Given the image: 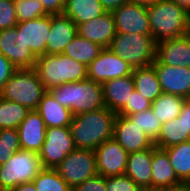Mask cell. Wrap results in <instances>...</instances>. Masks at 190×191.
Returning <instances> with one entry per match:
<instances>
[{
	"label": "cell",
	"mask_w": 190,
	"mask_h": 191,
	"mask_svg": "<svg viewBox=\"0 0 190 191\" xmlns=\"http://www.w3.org/2000/svg\"><path fill=\"white\" fill-rule=\"evenodd\" d=\"M34 69L46 91L65 83L85 80L88 71L85 64L63 53L38 56Z\"/></svg>",
	"instance_id": "3957f363"
},
{
	"label": "cell",
	"mask_w": 190,
	"mask_h": 191,
	"mask_svg": "<svg viewBox=\"0 0 190 191\" xmlns=\"http://www.w3.org/2000/svg\"><path fill=\"white\" fill-rule=\"evenodd\" d=\"M103 47L95 42H91L78 34L66 46L63 54L88 66L95 60Z\"/></svg>",
	"instance_id": "f1b7e54d"
},
{
	"label": "cell",
	"mask_w": 190,
	"mask_h": 191,
	"mask_svg": "<svg viewBox=\"0 0 190 191\" xmlns=\"http://www.w3.org/2000/svg\"><path fill=\"white\" fill-rule=\"evenodd\" d=\"M132 76L135 90L151 102L155 101L163 93L156 70L152 64L145 67L134 68Z\"/></svg>",
	"instance_id": "484cf974"
},
{
	"label": "cell",
	"mask_w": 190,
	"mask_h": 191,
	"mask_svg": "<svg viewBox=\"0 0 190 191\" xmlns=\"http://www.w3.org/2000/svg\"><path fill=\"white\" fill-rule=\"evenodd\" d=\"M99 0H66L63 14L76 25L88 22L106 13Z\"/></svg>",
	"instance_id": "d4e9b609"
},
{
	"label": "cell",
	"mask_w": 190,
	"mask_h": 191,
	"mask_svg": "<svg viewBox=\"0 0 190 191\" xmlns=\"http://www.w3.org/2000/svg\"><path fill=\"white\" fill-rule=\"evenodd\" d=\"M184 102L185 98L182 96L162 93L151 103V109L160 122L165 123L179 116Z\"/></svg>",
	"instance_id": "f546056e"
},
{
	"label": "cell",
	"mask_w": 190,
	"mask_h": 191,
	"mask_svg": "<svg viewBox=\"0 0 190 191\" xmlns=\"http://www.w3.org/2000/svg\"><path fill=\"white\" fill-rule=\"evenodd\" d=\"M94 151L99 175L109 177L125 174L129 153L114 138L104 141Z\"/></svg>",
	"instance_id": "4fadbf2b"
},
{
	"label": "cell",
	"mask_w": 190,
	"mask_h": 191,
	"mask_svg": "<svg viewBox=\"0 0 190 191\" xmlns=\"http://www.w3.org/2000/svg\"><path fill=\"white\" fill-rule=\"evenodd\" d=\"M155 43L190 33L189 14L172 0H160L147 7Z\"/></svg>",
	"instance_id": "7a4b0ae2"
},
{
	"label": "cell",
	"mask_w": 190,
	"mask_h": 191,
	"mask_svg": "<svg viewBox=\"0 0 190 191\" xmlns=\"http://www.w3.org/2000/svg\"><path fill=\"white\" fill-rule=\"evenodd\" d=\"M12 191H37L33 181L18 185Z\"/></svg>",
	"instance_id": "f6af8a7d"
},
{
	"label": "cell",
	"mask_w": 190,
	"mask_h": 191,
	"mask_svg": "<svg viewBox=\"0 0 190 191\" xmlns=\"http://www.w3.org/2000/svg\"><path fill=\"white\" fill-rule=\"evenodd\" d=\"M188 140H190V132H186L181 118L178 116L162 123L158 138L154 141V146L165 149Z\"/></svg>",
	"instance_id": "4316f807"
},
{
	"label": "cell",
	"mask_w": 190,
	"mask_h": 191,
	"mask_svg": "<svg viewBox=\"0 0 190 191\" xmlns=\"http://www.w3.org/2000/svg\"><path fill=\"white\" fill-rule=\"evenodd\" d=\"M106 191H143V189L123 174L106 177Z\"/></svg>",
	"instance_id": "8d00e7d4"
},
{
	"label": "cell",
	"mask_w": 190,
	"mask_h": 191,
	"mask_svg": "<svg viewBox=\"0 0 190 191\" xmlns=\"http://www.w3.org/2000/svg\"><path fill=\"white\" fill-rule=\"evenodd\" d=\"M46 92L35 69L23 68L14 71L0 92V97L16 102L29 110H37Z\"/></svg>",
	"instance_id": "5b68a950"
},
{
	"label": "cell",
	"mask_w": 190,
	"mask_h": 191,
	"mask_svg": "<svg viewBox=\"0 0 190 191\" xmlns=\"http://www.w3.org/2000/svg\"><path fill=\"white\" fill-rule=\"evenodd\" d=\"M116 113L107 107L73 115L70 127L74 145L78 149L95 150L113 138Z\"/></svg>",
	"instance_id": "6da1fadb"
},
{
	"label": "cell",
	"mask_w": 190,
	"mask_h": 191,
	"mask_svg": "<svg viewBox=\"0 0 190 191\" xmlns=\"http://www.w3.org/2000/svg\"><path fill=\"white\" fill-rule=\"evenodd\" d=\"M75 149L70 127H51L38 154L43 168L54 169Z\"/></svg>",
	"instance_id": "9c48e42d"
},
{
	"label": "cell",
	"mask_w": 190,
	"mask_h": 191,
	"mask_svg": "<svg viewBox=\"0 0 190 191\" xmlns=\"http://www.w3.org/2000/svg\"><path fill=\"white\" fill-rule=\"evenodd\" d=\"M155 59L165 65L190 68V33L156 43Z\"/></svg>",
	"instance_id": "e0dca14e"
},
{
	"label": "cell",
	"mask_w": 190,
	"mask_h": 191,
	"mask_svg": "<svg viewBox=\"0 0 190 191\" xmlns=\"http://www.w3.org/2000/svg\"><path fill=\"white\" fill-rule=\"evenodd\" d=\"M101 85L105 107L116 114L126 105L135 90L132 74L105 81Z\"/></svg>",
	"instance_id": "44dd1931"
},
{
	"label": "cell",
	"mask_w": 190,
	"mask_h": 191,
	"mask_svg": "<svg viewBox=\"0 0 190 191\" xmlns=\"http://www.w3.org/2000/svg\"><path fill=\"white\" fill-rule=\"evenodd\" d=\"M151 176L152 190H160L182 183L170 164L167 153L156 146L153 147Z\"/></svg>",
	"instance_id": "603a6c76"
},
{
	"label": "cell",
	"mask_w": 190,
	"mask_h": 191,
	"mask_svg": "<svg viewBox=\"0 0 190 191\" xmlns=\"http://www.w3.org/2000/svg\"><path fill=\"white\" fill-rule=\"evenodd\" d=\"M17 23L14 0H0V30L15 27Z\"/></svg>",
	"instance_id": "74e56055"
},
{
	"label": "cell",
	"mask_w": 190,
	"mask_h": 191,
	"mask_svg": "<svg viewBox=\"0 0 190 191\" xmlns=\"http://www.w3.org/2000/svg\"><path fill=\"white\" fill-rule=\"evenodd\" d=\"M127 117L144 130L153 142L158 138L162 123L151 108Z\"/></svg>",
	"instance_id": "d6a6232c"
},
{
	"label": "cell",
	"mask_w": 190,
	"mask_h": 191,
	"mask_svg": "<svg viewBox=\"0 0 190 191\" xmlns=\"http://www.w3.org/2000/svg\"><path fill=\"white\" fill-rule=\"evenodd\" d=\"M48 14L63 13L66 0H39Z\"/></svg>",
	"instance_id": "60d3db41"
},
{
	"label": "cell",
	"mask_w": 190,
	"mask_h": 191,
	"mask_svg": "<svg viewBox=\"0 0 190 191\" xmlns=\"http://www.w3.org/2000/svg\"><path fill=\"white\" fill-rule=\"evenodd\" d=\"M188 14H189V24H190V10H189Z\"/></svg>",
	"instance_id": "c3c4849f"
},
{
	"label": "cell",
	"mask_w": 190,
	"mask_h": 191,
	"mask_svg": "<svg viewBox=\"0 0 190 191\" xmlns=\"http://www.w3.org/2000/svg\"><path fill=\"white\" fill-rule=\"evenodd\" d=\"M15 70V66L0 53V92Z\"/></svg>",
	"instance_id": "ab89813d"
},
{
	"label": "cell",
	"mask_w": 190,
	"mask_h": 191,
	"mask_svg": "<svg viewBox=\"0 0 190 191\" xmlns=\"http://www.w3.org/2000/svg\"><path fill=\"white\" fill-rule=\"evenodd\" d=\"M42 169L38 153L20 149L0 165V191H12L20 184L32 182Z\"/></svg>",
	"instance_id": "52a82bcc"
},
{
	"label": "cell",
	"mask_w": 190,
	"mask_h": 191,
	"mask_svg": "<svg viewBox=\"0 0 190 191\" xmlns=\"http://www.w3.org/2000/svg\"><path fill=\"white\" fill-rule=\"evenodd\" d=\"M37 112L44 120L46 128L69 127L73 118L71 110L57 102L48 91L42 96Z\"/></svg>",
	"instance_id": "cb8c5ba5"
},
{
	"label": "cell",
	"mask_w": 190,
	"mask_h": 191,
	"mask_svg": "<svg viewBox=\"0 0 190 191\" xmlns=\"http://www.w3.org/2000/svg\"><path fill=\"white\" fill-rule=\"evenodd\" d=\"M113 138L128 152L154 147V142L136 123L127 116L116 114Z\"/></svg>",
	"instance_id": "5bb4252c"
},
{
	"label": "cell",
	"mask_w": 190,
	"mask_h": 191,
	"mask_svg": "<svg viewBox=\"0 0 190 191\" xmlns=\"http://www.w3.org/2000/svg\"><path fill=\"white\" fill-rule=\"evenodd\" d=\"M72 191H106V177L97 174L77 185Z\"/></svg>",
	"instance_id": "f35d334b"
},
{
	"label": "cell",
	"mask_w": 190,
	"mask_h": 191,
	"mask_svg": "<svg viewBox=\"0 0 190 191\" xmlns=\"http://www.w3.org/2000/svg\"><path fill=\"white\" fill-rule=\"evenodd\" d=\"M77 35V25L66 15L51 14V30L46 44V54H62Z\"/></svg>",
	"instance_id": "ffe728a7"
},
{
	"label": "cell",
	"mask_w": 190,
	"mask_h": 191,
	"mask_svg": "<svg viewBox=\"0 0 190 191\" xmlns=\"http://www.w3.org/2000/svg\"><path fill=\"white\" fill-rule=\"evenodd\" d=\"M17 21L24 22L49 15L39 0H14Z\"/></svg>",
	"instance_id": "836d02e7"
},
{
	"label": "cell",
	"mask_w": 190,
	"mask_h": 191,
	"mask_svg": "<svg viewBox=\"0 0 190 191\" xmlns=\"http://www.w3.org/2000/svg\"><path fill=\"white\" fill-rule=\"evenodd\" d=\"M157 1L160 0H130L132 3H136L138 5L144 6V7H149L154 5Z\"/></svg>",
	"instance_id": "bcb514c9"
},
{
	"label": "cell",
	"mask_w": 190,
	"mask_h": 191,
	"mask_svg": "<svg viewBox=\"0 0 190 191\" xmlns=\"http://www.w3.org/2000/svg\"><path fill=\"white\" fill-rule=\"evenodd\" d=\"M17 130L21 149L39 153L45 141L47 128L37 110H30Z\"/></svg>",
	"instance_id": "d6986e66"
},
{
	"label": "cell",
	"mask_w": 190,
	"mask_h": 191,
	"mask_svg": "<svg viewBox=\"0 0 190 191\" xmlns=\"http://www.w3.org/2000/svg\"><path fill=\"white\" fill-rule=\"evenodd\" d=\"M180 7L184 8L189 12L190 10V0H172Z\"/></svg>",
	"instance_id": "7dc6e473"
},
{
	"label": "cell",
	"mask_w": 190,
	"mask_h": 191,
	"mask_svg": "<svg viewBox=\"0 0 190 191\" xmlns=\"http://www.w3.org/2000/svg\"><path fill=\"white\" fill-rule=\"evenodd\" d=\"M37 191H72L55 169L43 168L33 179Z\"/></svg>",
	"instance_id": "1f68e13d"
},
{
	"label": "cell",
	"mask_w": 190,
	"mask_h": 191,
	"mask_svg": "<svg viewBox=\"0 0 190 191\" xmlns=\"http://www.w3.org/2000/svg\"><path fill=\"white\" fill-rule=\"evenodd\" d=\"M87 68V79L101 84L133 73L131 65L115 55L109 48H103L98 57Z\"/></svg>",
	"instance_id": "8fae6325"
},
{
	"label": "cell",
	"mask_w": 190,
	"mask_h": 191,
	"mask_svg": "<svg viewBox=\"0 0 190 191\" xmlns=\"http://www.w3.org/2000/svg\"><path fill=\"white\" fill-rule=\"evenodd\" d=\"M18 33H22L25 44L38 57L46 54V44L51 30V15L18 22Z\"/></svg>",
	"instance_id": "2e32d148"
},
{
	"label": "cell",
	"mask_w": 190,
	"mask_h": 191,
	"mask_svg": "<svg viewBox=\"0 0 190 191\" xmlns=\"http://www.w3.org/2000/svg\"><path fill=\"white\" fill-rule=\"evenodd\" d=\"M106 11H112L122 4L130 2V0H99Z\"/></svg>",
	"instance_id": "7bdbcfd3"
},
{
	"label": "cell",
	"mask_w": 190,
	"mask_h": 191,
	"mask_svg": "<svg viewBox=\"0 0 190 191\" xmlns=\"http://www.w3.org/2000/svg\"><path fill=\"white\" fill-rule=\"evenodd\" d=\"M0 53L16 69L34 68L37 60V56L25 44L22 33H18L16 26L0 30Z\"/></svg>",
	"instance_id": "7c38bea8"
},
{
	"label": "cell",
	"mask_w": 190,
	"mask_h": 191,
	"mask_svg": "<svg viewBox=\"0 0 190 191\" xmlns=\"http://www.w3.org/2000/svg\"><path fill=\"white\" fill-rule=\"evenodd\" d=\"M109 49L134 69L154 62L156 43L152 35L116 33Z\"/></svg>",
	"instance_id": "8992f818"
},
{
	"label": "cell",
	"mask_w": 190,
	"mask_h": 191,
	"mask_svg": "<svg viewBox=\"0 0 190 191\" xmlns=\"http://www.w3.org/2000/svg\"><path fill=\"white\" fill-rule=\"evenodd\" d=\"M152 65L163 93L190 98V68L165 65L156 59Z\"/></svg>",
	"instance_id": "9a60e30c"
},
{
	"label": "cell",
	"mask_w": 190,
	"mask_h": 191,
	"mask_svg": "<svg viewBox=\"0 0 190 191\" xmlns=\"http://www.w3.org/2000/svg\"><path fill=\"white\" fill-rule=\"evenodd\" d=\"M178 179L182 183H190V140L163 149Z\"/></svg>",
	"instance_id": "83f0119b"
},
{
	"label": "cell",
	"mask_w": 190,
	"mask_h": 191,
	"mask_svg": "<svg viewBox=\"0 0 190 191\" xmlns=\"http://www.w3.org/2000/svg\"><path fill=\"white\" fill-rule=\"evenodd\" d=\"M152 154L153 147L128 154L125 175L143 190H152Z\"/></svg>",
	"instance_id": "7402d4cb"
},
{
	"label": "cell",
	"mask_w": 190,
	"mask_h": 191,
	"mask_svg": "<svg viewBox=\"0 0 190 191\" xmlns=\"http://www.w3.org/2000/svg\"><path fill=\"white\" fill-rule=\"evenodd\" d=\"M179 117L181 118V122L185 127L186 132H190V98H185Z\"/></svg>",
	"instance_id": "b9f144b4"
},
{
	"label": "cell",
	"mask_w": 190,
	"mask_h": 191,
	"mask_svg": "<svg viewBox=\"0 0 190 191\" xmlns=\"http://www.w3.org/2000/svg\"><path fill=\"white\" fill-rule=\"evenodd\" d=\"M30 110L0 97V129H17Z\"/></svg>",
	"instance_id": "4dcf8cb0"
},
{
	"label": "cell",
	"mask_w": 190,
	"mask_h": 191,
	"mask_svg": "<svg viewBox=\"0 0 190 191\" xmlns=\"http://www.w3.org/2000/svg\"><path fill=\"white\" fill-rule=\"evenodd\" d=\"M48 92L73 115L105 107L101 83L90 79L65 83Z\"/></svg>",
	"instance_id": "277c9868"
},
{
	"label": "cell",
	"mask_w": 190,
	"mask_h": 191,
	"mask_svg": "<svg viewBox=\"0 0 190 191\" xmlns=\"http://www.w3.org/2000/svg\"><path fill=\"white\" fill-rule=\"evenodd\" d=\"M158 191H189V183H180L178 185L169 186Z\"/></svg>",
	"instance_id": "ee69618b"
},
{
	"label": "cell",
	"mask_w": 190,
	"mask_h": 191,
	"mask_svg": "<svg viewBox=\"0 0 190 191\" xmlns=\"http://www.w3.org/2000/svg\"><path fill=\"white\" fill-rule=\"evenodd\" d=\"M21 149L17 129H0V165Z\"/></svg>",
	"instance_id": "e575fe53"
},
{
	"label": "cell",
	"mask_w": 190,
	"mask_h": 191,
	"mask_svg": "<svg viewBox=\"0 0 190 191\" xmlns=\"http://www.w3.org/2000/svg\"><path fill=\"white\" fill-rule=\"evenodd\" d=\"M77 34L103 48H109L116 35L115 22L111 11L88 22L77 25Z\"/></svg>",
	"instance_id": "ac0fdd59"
},
{
	"label": "cell",
	"mask_w": 190,
	"mask_h": 191,
	"mask_svg": "<svg viewBox=\"0 0 190 191\" xmlns=\"http://www.w3.org/2000/svg\"><path fill=\"white\" fill-rule=\"evenodd\" d=\"M54 169L74 189L88 178L98 174L95 151L76 148Z\"/></svg>",
	"instance_id": "ba28073f"
},
{
	"label": "cell",
	"mask_w": 190,
	"mask_h": 191,
	"mask_svg": "<svg viewBox=\"0 0 190 191\" xmlns=\"http://www.w3.org/2000/svg\"><path fill=\"white\" fill-rule=\"evenodd\" d=\"M116 33L151 35L147 7L128 2L111 11Z\"/></svg>",
	"instance_id": "30bf717a"
},
{
	"label": "cell",
	"mask_w": 190,
	"mask_h": 191,
	"mask_svg": "<svg viewBox=\"0 0 190 191\" xmlns=\"http://www.w3.org/2000/svg\"><path fill=\"white\" fill-rule=\"evenodd\" d=\"M151 103L149 99L134 90L126 105L117 114L123 116L137 114L150 109Z\"/></svg>",
	"instance_id": "d590c367"
}]
</instances>
